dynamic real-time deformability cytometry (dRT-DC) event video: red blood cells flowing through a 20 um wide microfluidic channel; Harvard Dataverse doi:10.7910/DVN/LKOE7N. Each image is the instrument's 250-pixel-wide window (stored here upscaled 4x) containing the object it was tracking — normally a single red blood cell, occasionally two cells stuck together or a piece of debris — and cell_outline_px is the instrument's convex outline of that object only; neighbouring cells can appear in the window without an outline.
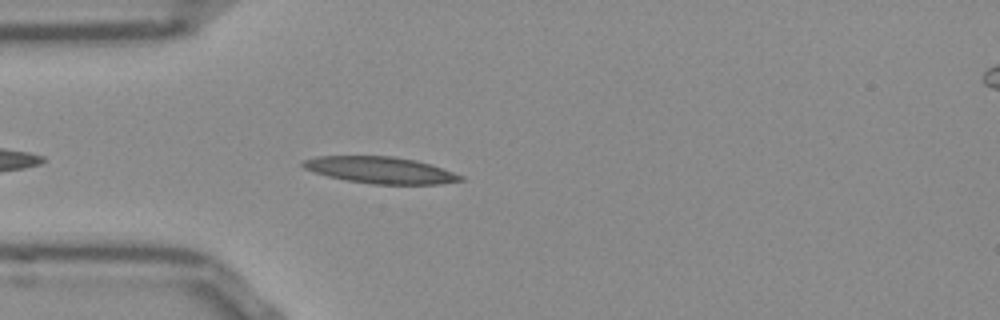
{"species": "Egyptian fruit bat (a non-hibernating species)", "species_latin": "Rousettus aegyptiacus", "temperature_condition": "room temperature", "stored_images_in_passage": 8, "camera_frame_rate_fps": 3000, "um_per_image_px": 0.085, "frame": {"image": 1, "passage_image": 4, "time_ms": 1.0, "image_size_px": [1000, 320], "cell_outline_px": [[464, 180], [440, 184], [372, 184], [348, 180], [328, 176], [304, 168], [300, 164], [304, 160], [316, 156], [392, 156], [416, 160], [432, 164], [464, 176]], "centroid_in_image_um": [32.37, 14.45], "position_along_channel_um": 52.6, "area_um2": 24.39}}
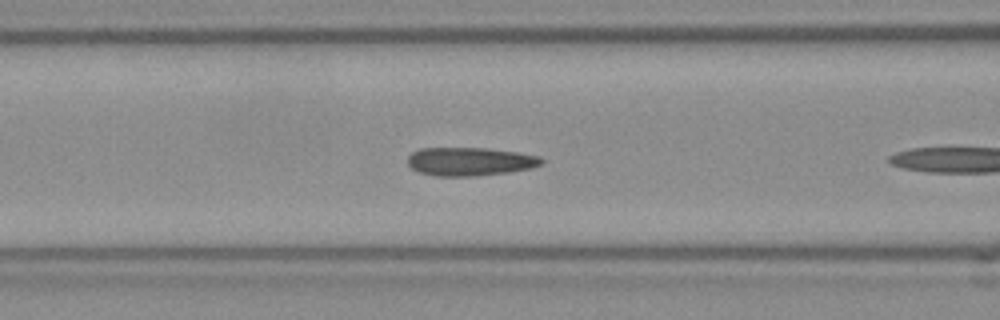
{"frame": {"image": 2, "passage_image": 7, "time_ms": 2.0, "image_size_px": [1000, 320], "cell_outline_px": [[544, 164], [528, 168], [508, 172], [472, 176], [436, 176], [420, 172], [412, 168], [408, 164], [408, 156], [412, 152], [420, 148], [488, 148], [516, 152], [540, 156], [544, 160]], "centroid_in_image_um": [39.94, 13.72], "position_along_channel_um": 126.7, "area_um2": 22.08}}